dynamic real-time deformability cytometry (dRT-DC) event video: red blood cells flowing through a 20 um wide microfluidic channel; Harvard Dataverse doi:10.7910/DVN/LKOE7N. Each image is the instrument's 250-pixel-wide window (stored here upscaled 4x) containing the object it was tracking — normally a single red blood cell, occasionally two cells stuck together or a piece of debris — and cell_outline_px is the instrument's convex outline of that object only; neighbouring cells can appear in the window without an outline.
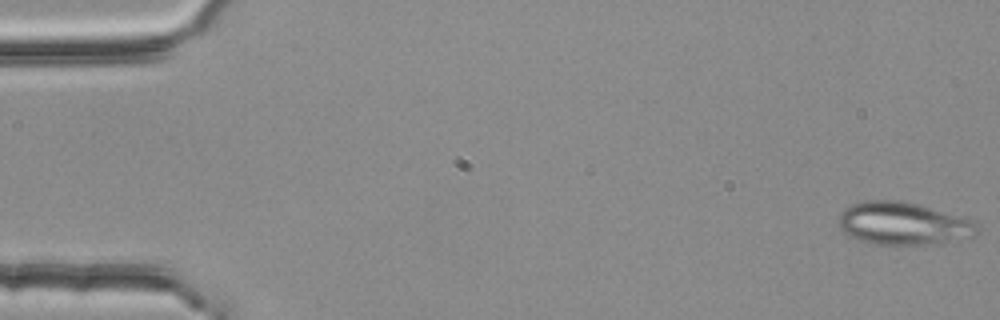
{"species": "common noctule bat (a hibernating species)", "species_latin": "Nyctalus noctula", "temperature_condition": "room temperature", "stored_images_in_passage": 4, "camera_frame_rate_fps": 3000, "um_per_image_px": 0.085, "animal": {"sex": "female", "body_mass_g": 25.1}, "frame": {"image": 1, "passage_image": 1, "time_ms": 0.0, "image_size_px": [1000, 320], "cell_outline_px": [[980, 232], [976, 236], [916, 244], [876, 244], [860, 240], [844, 232], [840, 228], [836, 220], [840, 212], [844, 208], [852, 204], [864, 200], [904, 200], [972, 220], [980, 228]], "centroid_in_image_um": [76.71, 18.96], "position_along_channel_um": 8.3, "area_um2": 34.04}}